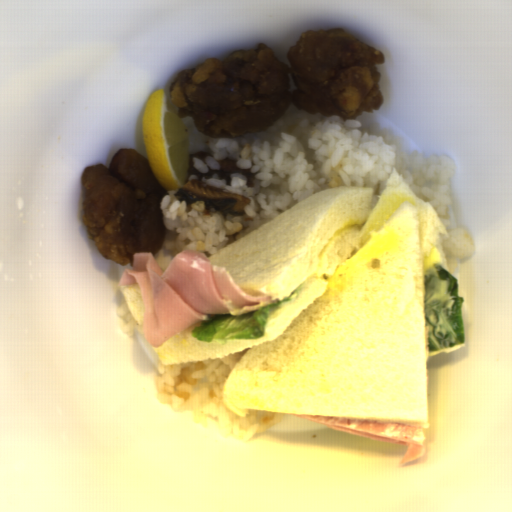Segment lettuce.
<instances>
[{"instance_id": "1", "label": "lettuce", "mask_w": 512, "mask_h": 512, "mask_svg": "<svg viewBox=\"0 0 512 512\" xmlns=\"http://www.w3.org/2000/svg\"><path fill=\"white\" fill-rule=\"evenodd\" d=\"M458 279L441 264L424 273V322L428 351L435 352L466 343L463 304Z\"/></svg>"}, {"instance_id": "2", "label": "lettuce", "mask_w": 512, "mask_h": 512, "mask_svg": "<svg viewBox=\"0 0 512 512\" xmlns=\"http://www.w3.org/2000/svg\"><path fill=\"white\" fill-rule=\"evenodd\" d=\"M304 283L296 287L290 296L277 300L276 305L259 307L244 315H208L191 330L192 337L201 342L228 344L230 340H257L264 337L267 321L273 311L294 301Z\"/></svg>"}]
</instances>
